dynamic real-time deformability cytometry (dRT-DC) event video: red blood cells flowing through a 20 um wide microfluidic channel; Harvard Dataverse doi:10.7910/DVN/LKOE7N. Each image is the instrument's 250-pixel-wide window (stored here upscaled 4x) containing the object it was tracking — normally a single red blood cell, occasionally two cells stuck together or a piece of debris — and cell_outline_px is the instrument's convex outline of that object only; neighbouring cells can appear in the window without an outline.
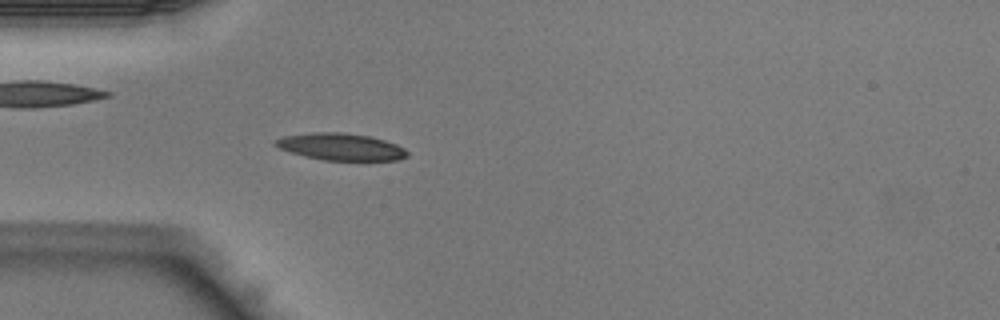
{"species": "Egyptian fruit bat (a non-hibernating species)", "species_latin": "Rousettus aegyptiacus", "temperature_condition": "warm", "stored_images_in_passage": 31, "camera_frame_rate_fps": 3000, "um_per_image_px": 0.085, "animal": {"sex": "male"}, "frame": {"image": 1, "passage_image": 6, "time_ms": 1.667, "image_size_px": [1000, 320], "cell_outline_px": [[408, 156], [400, 160], [324, 160], [304, 156], [280, 148], [272, 144], [280, 136], [312, 132], [344, 132], [368, 136], [384, 140], [396, 144], [404, 148], [408, 152]], "centroid_in_image_um": [28.96, 12.47], "position_along_channel_um": 56.0, "area_um2": 20.75}}
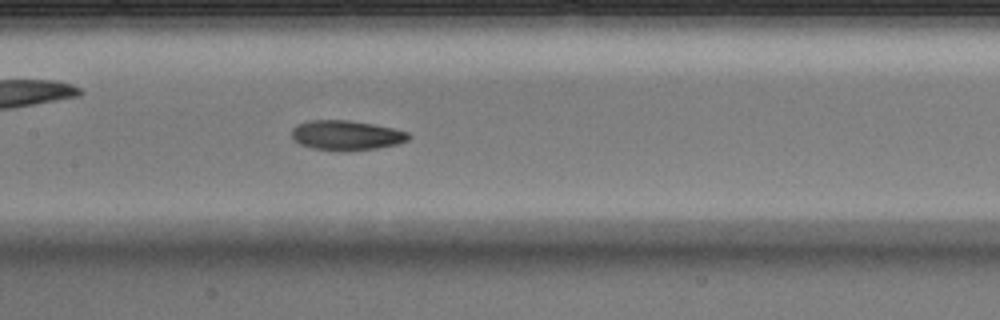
{"frame": {"image": 2, "passage_image": 14, "time_ms": 4.333, "image_size_px": [1000, 320], "cell_outline_px": [[412, 136], [408, 140], [396, 144], [376, 148], [344, 152], [340, 152], [316, 148], [300, 144], [292, 140], [292, 128], [296, 124], [308, 120], [348, 120], [372, 124], [392, 128], [408, 132]], "centroid_in_image_um": [29.41, 11.5], "position_along_channel_um": 178.0, "area_um2": 20.4}}
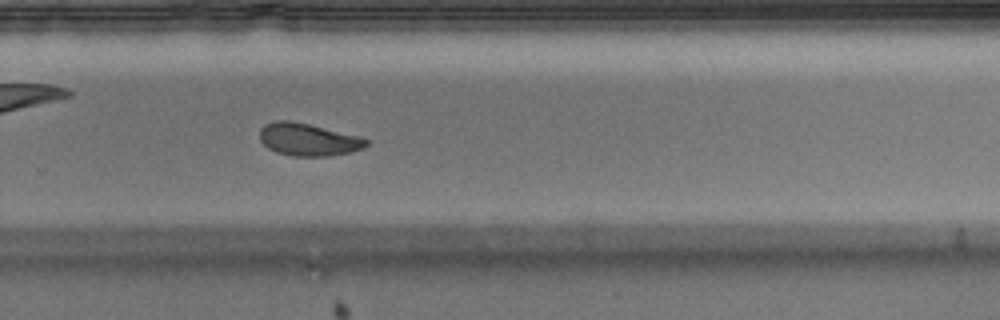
{"frame": {"image": 3, "passage_image": 22, "time_ms": 7.0, "image_size_px": [1000, 320], "cell_outline_px": [[368, 144], [364, 148], [352, 152], [328, 156], [292, 156], [276, 152], [268, 148], [260, 140], [260, 128], [264, 124], [276, 120], [288, 120], [308, 124], [360, 136], [368, 140]], "centroid_in_image_um": [26.2, 11.86], "position_along_channel_um": 303.6, "area_um2": 20.23}}